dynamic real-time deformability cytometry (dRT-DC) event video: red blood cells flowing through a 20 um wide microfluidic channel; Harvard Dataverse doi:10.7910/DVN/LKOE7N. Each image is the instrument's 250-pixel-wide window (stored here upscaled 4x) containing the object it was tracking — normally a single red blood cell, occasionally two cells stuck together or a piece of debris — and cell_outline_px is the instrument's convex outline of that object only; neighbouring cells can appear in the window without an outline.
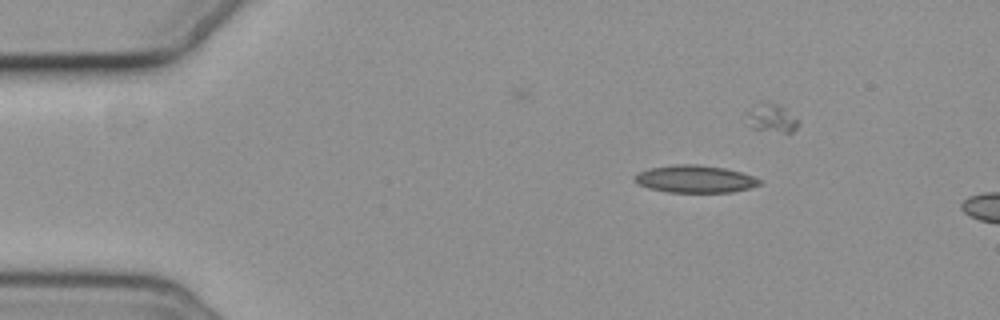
{"species": "common noctule bat (a hibernating species)", "species_latin": "Nyctalus noctula", "temperature_condition": "cold", "stored_images_in_passage": 3, "camera_frame_rate_fps": 3000, "um_per_image_px": 0.085, "animal": {"sex": "female", "body_mass_g": 19.3, "forearm_length_mm": 54.1}, "frame": {"image": 1, "passage_image": 1, "time_ms": 0.0, "image_size_px": [1000, 320], "cell_outline_px": [[760, 184], [748, 188], [732, 192], [668, 192], [648, 188], [632, 180], [632, 176], [648, 168], [676, 164], [700, 164], [724, 168], [740, 172], [752, 176], [760, 180]], "centroid_in_image_um": [59.02, 15.21], "position_along_channel_um": 26.0, "area_um2": 19.88}}